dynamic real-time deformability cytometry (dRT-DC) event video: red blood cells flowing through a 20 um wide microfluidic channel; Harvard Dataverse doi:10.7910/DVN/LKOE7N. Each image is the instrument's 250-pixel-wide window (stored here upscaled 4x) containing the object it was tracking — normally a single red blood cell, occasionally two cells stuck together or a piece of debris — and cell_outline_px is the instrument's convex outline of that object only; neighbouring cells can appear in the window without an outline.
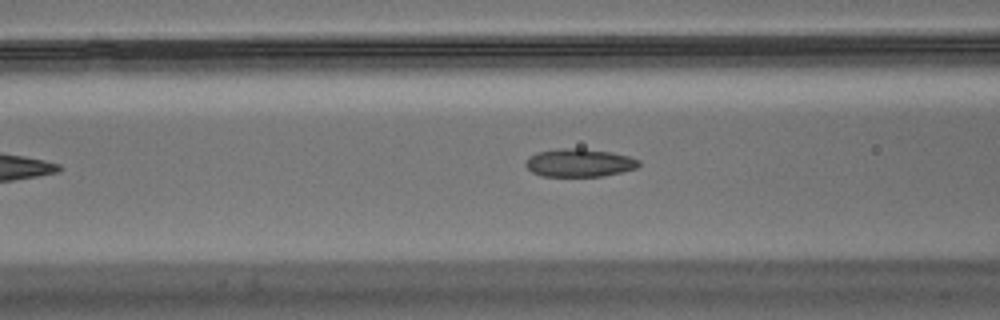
{"species": "Egyptian fruit bat (a non-hibernating species)", "species_latin": "Rousettus aegyptiacus", "temperature_condition": "warm", "stored_images_in_passage": 35, "camera_frame_rate_fps": 3000, "um_per_image_px": 0.085, "animal": {"sex": "male"}, "frame": {"image": 1, "passage_image": 6, "time_ms": 1.667, "image_size_px": [1000, 320], "cell_outline_px": [[640, 164], [636, 168], [604, 176], [540, 176], [532, 172], [524, 164], [528, 156], [536, 152], [556, 148], [580, 148], [612, 152], [628, 156], [640, 160]], "centroid_in_image_um": [49.2, 13.83], "position_along_channel_um": 117.4, "area_um2": 18.67}}
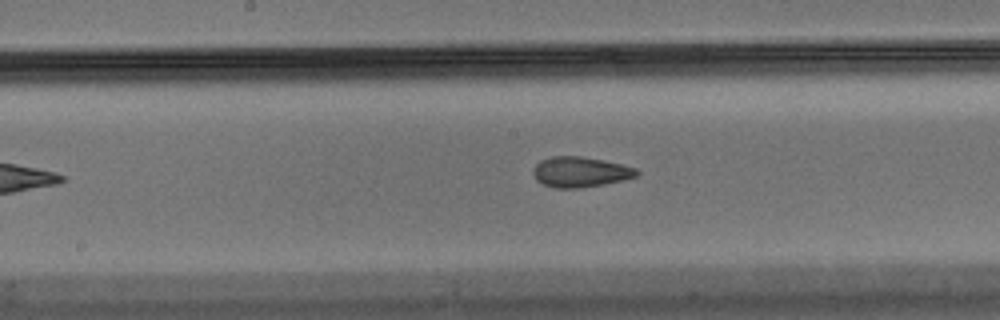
{"frame": {"image": 2, "passage_image": 13, "time_ms": 4.0, "image_size_px": [1000, 320], "cell_outline_px": [[640, 172], [636, 176], [604, 184], [580, 188], [556, 188], [544, 184], [536, 180], [532, 172], [532, 168], [540, 160], [552, 156], [580, 156], [604, 160], [636, 168]], "centroid_in_image_um": [49.28, 14.61], "position_along_channel_um": 198.9, "area_um2": 18.26}}
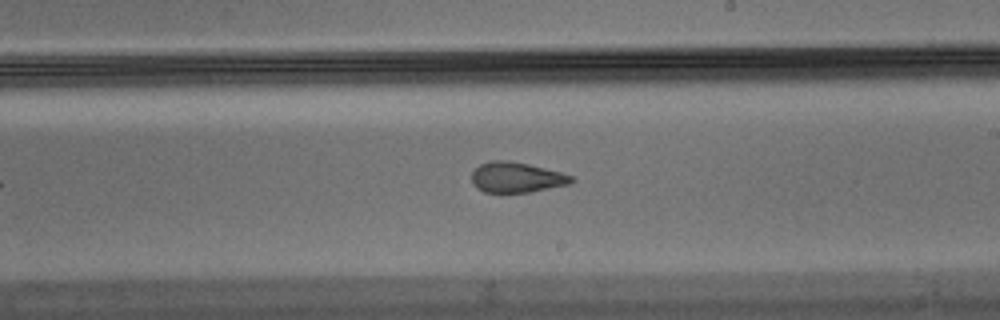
{"frame": {"image": 3, "passage_image": 17, "time_ms": 5.333, "image_size_px": [1000, 320], "cell_outline_px": [[576, 180], [568, 184], [528, 192], [484, 192], [476, 188], [472, 184], [472, 172], [480, 164], [492, 160], [508, 160], [528, 164], [560, 172], [572, 176]], "centroid_in_image_um": [43.87, 15.07], "position_along_channel_um": 245.1, "area_um2": 17.51}, "authors_computed_cell_mechanics": {"area_um2": 18.3804, "velocity_mm_per_s": 3.4839, "shape_relaxation_time_tau1_ms": null, "shape_relaxation_time_tau2_ms": 1.655, "deformation_change_tau1": null, "deformation_change_tau2": 0.0766}}